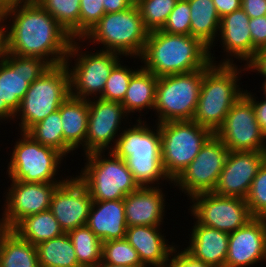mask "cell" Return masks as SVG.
<instances>
[{"mask_svg": "<svg viewBox=\"0 0 266 267\" xmlns=\"http://www.w3.org/2000/svg\"><path fill=\"white\" fill-rule=\"evenodd\" d=\"M0 25L4 51L41 58L51 66L65 63L74 40L36 0L8 2L0 13Z\"/></svg>", "mask_w": 266, "mask_h": 267, "instance_id": "cell-1", "label": "cell"}, {"mask_svg": "<svg viewBox=\"0 0 266 267\" xmlns=\"http://www.w3.org/2000/svg\"><path fill=\"white\" fill-rule=\"evenodd\" d=\"M139 59L144 63L140 67L156 77L190 73L211 63L209 47L199 38L169 34L161 29L148 33Z\"/></svg>", "mask_w": 266, "mask_h": 267, "instance_id": "cell-2", "label": "cell"}, {"mask_svg": "<svg viewBox=\"0 0 266 267\" xmlns=\"http://www.w3.org/2000/svg\"><path fill=\"white\" fill-rule=\"evenodd\" d=\"M229 58L203 68L200 96L192 119L214 134L223 125L230 108L244 94L237 84H240L241 71L247 70L245 67L241 70L233 63V58Z\"/></svg>", "mask_w": 266, "mask_h": 267, "instance_id": "cell-3", "label": "cell"}, {"mask_svg": "<svg viewBox=\"0 0 266 267\" xmlns=\"http://www.w3.org/2000/svg\"><path fill=\"white\" fill-rule=\"evenodd\" d=\"M146 121L122 129L111 152L123 160L139 187H153L159 180H169L162 167V148L159 124L152 131Z\"/></svg>", "mask_w": 266, "mask_h": 267, "instance_id": "cell-4", "label": "cell"}, {"mask_svg": "<svg viewBox=\"0 0 266 267\" xmlns=\"http://www.w3.org/2000/svg\"><path fill=\"white\" fill-rule=\"evenodd\" d=\"M149 31L134 3L121 12L105 14L78 42L102 44V51L138 58L143 52ZM92 40V41H91Z\"/></svg>", "mask_w": 266, "mask_h": 267, "instance_id": "cell-5", "label": "cell"}, {"mask_svg": "<svg viewBox=\"0 0 266 267\" xmlns=\"http://www.w3.org/2000/svg\"><path fill=\"white\" fill-rule=\"evenodd\" d=\"M108 154L109 157H104V152L86 154V165L77 176L93 201L124 199L139 188L125 160L116 157L111 151Z\"/></svg>", "mask_w": 266, "mask_h": 267, "instance_id": "cell-6", "label": "cell"}, {"mask_svg": "<svg viewBox=\"0 0 266 267\" xmlns=\"http://www.w3.org/2000/svg\"><path fill=\"white\" fill-rule=\"evenodd\" d=\"M69 96L70 78L66 64L51 66L30 84L15 113V116L21 117L17 118L21 119V132H27L33 125L58 110Z\"/></svg>", "mask_w": 266, "mask_h": 267, "instance_id": "cell-7", "label": "cell"}, {"mask_svg": "<svg viewBox=\"0 0 266 267\" xmlns=\"http://www.w3.org/2000/svg\"><path fill=\"white\" fill-rule=\"evenodd\" d=\"M162 167L173 183L195 159L202 146L214 134L193 121L159 123Z\"/></svg>", "mask_w": 266, "mask_h": 267, "instance_id": "cell-8", "label": "cell"}, {"mask_svg": "<svg viewBox=\"0 0 266 267\" xmlns=\"http://www.w3.org/2000/svg\"><path fill=\"white\" fill-rule=\"evenodd\" d=\"M203 69L158 77L154 110L158 122L192 121L201 91Z\"/></svg>", "mask_w": 266, "mask_h": 267, "instance_id": "cell-9", "label": "cell"}, {"mask_svg": "<svg viewBox=\"0 0 266 267\" xmlns=\"http://www.w3.org/2000/svg\"><path fill=\"white\" fill-rule=\"evenodd\" d=\"M77 41L79 39L73 40L65 60L70 78V96L84 100H89L90 96L100 98L112 69L119 62H122L120 61L122 55L102 50L99 52L93 51L90 54H87L89 51L83 53L80 51L82 49H80V43ZM76 56L77 58H75ZM73 57L76 60H74L75 65L71 69L69 68V62L72 61L70 58Z\"/></svg>", "mask_w": 266, "mask_h": 267, "instance_id": "cell-10", "label": "cell"}, {"mask_svg": "<svg viewBox=\"0 0 266 267\" xmlns=\"http://www.w3.org/2000/svg\"><path fill=\"white\" fill-rule=\"evenodd\" d=\"M13 148L8 163V177L11 181L32 183H64L66 179L56 180L63 155L57 150L41 145L26 132Z\"/></svg>", "mask_w": 266, "mask_h": 267, "instance_id": "cell-11", "label": "cell"}, {"mask_svg": "<svg viewBox=\"0 0 266 267\" xmlns=\"http://www.w3.org/2000/svg\"><path fill=\"white\" fill-rule=\"evenodd\" d=\"M189 199L196 222L219 231L232 233L245 226L253 216L245 199L219 196L213 192L193 195Z\"/></svg>", "mask_w": 266, "mask_h": 267, "instance_id": "cell-12", "label": "cell"}, {"mask_svg": "<svg viewBox=\"0 0 266 267\" xmlns=\"http://www.w3.org/2000/svg\"><path fill=\"white\" fill-rule=\"evenodd\" d=\"M228 153L229 150L222 140L213 134L173 184L189 197L212 192L224 168Z\"/></svg>", "mask_w": 266, "mask_h": 267, "instance_id": "cell-13", "label": "cell"}, {"mask_svg": "<svg viewBox=\"0 0 266 267\" xmlns=\"http://www.w3.org/2000/svg\"><path fill=\"white\" fill-rule=\"evenodd\" d=\"M51 65L41 58L20 56L3 51L0 60L1 104L16 113L32 82L41 77Z\"/></svg>", "mask_w": 266, "mask_h": 267, "instance_id": "cell-14", "label": "cell"}, {"mask_svg": "<svg viewBox=\"0 0 266 267\" xmlns=\"http://www.w3.org/2000/svg\"><path fill=\"white\" fill-rule=\"evenodd\" d=\"M215 134L229 151L266 152V135L257 122L252 102L244 94L230 108Z\"/></svg>", "mask_w": 266, "mask_h": 267, "instance_id": "cell-15", "label": "cell"}, {"mask_svg": "<svg viewBox=\"0 0 266 267\" xmlns=\"http://www.w3.org/2000/svg\"><path fill=\"white\" fill-rule=\"evenodd\" d=\"M60 184L12 181L0 219L3 228L12 229L24 217L49 210L52 195Z\"/></svg>", "mask_w": 266, "mask_h": 267, "instance_id": "cell-16", "label": "cell"}, {"mask_svg": "<svg viewBox=\"0 0 266 267\" xmlns=\"http://www.w3.org/2000/svg\"><path fill=\"white\" fill-rule=\"evenodd\" d=\"M95 99L93 98V101L91 98L88 100L86 154L105 152L106 149H108L107 152L111 151L120 136V134L118 135V130L121 129L119 125H121L122 119H127L129 115L121 102L108 101L99 97Z\"/></svg>", "mask_w": 266, "mask_h": 267, "instance_id": "cell-17", "label": "cell"}, {"mask_svg": "<svg viewBox=\"0 0 266 267\" xmlns=\"http://www.w3.org/2000/svg\"><path fill=\"white\" fill-rule=\"evenodd\" d=\"M266 161V152L229 151L212 191L219 196L245 199L253 179Z\"/></svg>", "mask_w": 266, "mask_h": 267, "instance_id": "cell-18", "label": "cell"}, {"mask_svg": "<svg viewBox=\"0 0 266 267\" xmlns=\"http://www.w3.org/2000/svg\"><path fill=\"white\" fill-rule=\"evenodd\" d=\"M93 200L87 188L75 176L60 184L54 191L50 211L64 233L85 226Z\"/></svg>", "mask_w": 266, "mask_h": 267, "instance_id": "cell-19", "label": "cell"}, {"mask_svg": "<svg viewBox=\"0 0 266 267\" xmlns=\"http://www.w3.org/2000/svg\"><path fill=\"white\" fill-rule=\"evenodd\" d=\"M265 244L266 219L253 218L245 226L229 233L225 267H251L266 261Z\"/></svg>", "mask_w": 266, "mask_h": 267, "instance_id": "cell-20", "label": "cell"}, {"mask_svg": "<svg viewBox=\"0 0 266 267\" xmlns=\"http://www.w3.org/2000/svg\"><path fill=\"white\" fill-rule=\"evenodd\" d=\"M162 188L139 187L123 199L127 227L160 226L165 216V194Z\"/></svg>", "mask_w": 266, "mask_h": 267, "instance_id": "cell-21", "label": "cell"}, {"mask_svg": "<svg viewBox=\"0 0 266 267\" xmlns=\"http://www.w3.org/2000/svg\"><path fill=\"white\" fill-rule=\"evenodd\" d=\"M160 226H129L125 239L138 253L145 267H166L168 259L175 248L169 245L160 232Z\"/></svg>", "mask_w": 266, "mask_h": 267, "instance_id": "cell-22", "label": "cell"}, {"mask_svg": "<svg viewBox=\"0 0 266 267\" xmlns=\"http://www.w3.org/2000/svg\"><path fill=\"white\" fill-rule=\"evenodd\" d=\"M194 223L190 244L184 250L194 259L211 267H225L229 233L198 224L196 221Z\"/></svg>", "mask_w": 266, "mask_h": 267, "instance_id": "cell-23", "label": "cell"}, {"mask_svg": "<svg viewBox=\"0 0 266 267\" xmlns=\"http://www.w3.org/2000/svg\"><path fill=\"white\" fill-rule=\"evenodd\" d=\"M86 225L102 242L125 238L127 223L123 199L93 201Z\"/></svg>", "mask_w": 266, "mask_h": 267, "instance_id": "cell-24", "label": "cell"}, {"mask_svg": "<svg viewBox=\"0 0 266 267\" xmlns=\"http://www.w3.org/2000/svg\"><path fill=\"white\" fill-rule=\"evenodd\" d=\"M249 21V16L242 8L221 18L218 36L221 35L227 57L234 56V59L247 62L256 52L248 27Z\"/></svg>", "mask_w": 266, "mask_h": 267, "instance_id": "cell-25", "label": "cell"}, {"mask_svg": "<svg viewBox=\"0 0 266 267\" xmlns=\"http://www.w3.org/2000/svg\"><path fill=\"white\" fill-rule=\"evenodd\" d=\"M64 138V156L83 146L86 155V134L88 128V100L69 96L60 106ZM67 154V155H66Z\"/></svg>", "mask_w": 266, "mask_h": 267, "instance_id": "cell-26", "label": "cell"}, {"mask_svg": "<svg viewBox=\"0 0 266 267\" xmlns=\"http://www.w3.org/2000/svg\"><path fill=\"white\" fill-rule=\"evenodd\" d=\"M190 35L199 38L209 47L210 60L214 63L215 57L211 56V48L220 29V20L213 0H190Z\"/></svg>", "mask_w": 266, "mask_h": 267, "instance_id": "cell-27", "label": "cell"}, {"mask_svg": "<svg viewBox=\"0 0 266 267\" xmlns=\"http://www.w3.org/2000/svg\"><path fill=\"white\" fill-rule=\"evenodd\" d=\"M0 267H40L36 246L13 230L3 229L0 233Z\"/></svg>", "mask_w": 266, "mask_h": 267, "instance_id": "cell-28", "label": "cell"}, {"mask_svg": "<svg viewBox=\"0 0 266 267\" xmlns=\"http://www.w3.org/2000/svg\"><path fill=\"white\" fill-rule=\"evenodd\" d=\"M158 77L142 67L131 77L122 106L126 112L154 109Z\"/></svg>", "mask_w": 266, "mask_h": 267, "instance_id": "cell-29", "label": "cell"}, {"mask_svg": "<svg viewBox=\"0 0 266 267\" xmlns=\"http://www.w3.org/2000/svg\"><path fill=\"white\" fill-rule=\"evenodd\" d=\"M11 230L35 246L64 233L50 210L24 217Z\"/></svg>", "mask_w": 266, "mask_h": 267, "instance_id": "cell-30", "label": "cell"}, {"mask_svg": "<svg viewBox=\"0 0 266 267\" xmlns=\"http://www.w3.org/2000/svg\"><path fill=\"white\" fill-rule=\"evenodd\" d=\"M36 248L40 267H81L68 233L44 241Z\"/></svg>", "mask_w": 266, "mask_h": 267, "instance_id": "cell-31", "label": "cell"}, {"mask_svg": "<svg viewBox=\"0 0 266 267\" xmlns=\"http://www.w3.org/2000/svg\"><path fill=\"white\" fill-rule=\"evenodd\" d=\"M81 267H95L102 261V241L87 227L68 232Z\"/></svg>", "mask_w": 266, "mask_h": 267, "instance_id": "cell-32", "label": "cell"}, {"mask_svg": "<svg viewBox=\"0 0 266 267\" xmlns=\"http://www.w3.org/2000/svg\"><path fill=\"white\" fill-rule=\"evenodd\" d=\"M74 39H79L80 0H36Z\"/></svg>", "mask_w": 266, "mask_h": 267, "instance_id": "cell-33", "label": "cell"}, {"mask_svg": "<svg viewBox=\"0 0 266 267\" xmlns=\"http://www.w3.org/2000/svg\"><path fill=\"white\" fill-rule=\"evenodd\" d=\"M26 133L36 142L51 147L64 156V138L60 107L45 119L33 125Z\"/></svg>", "mask_w": 266, "mask_h": 267, "instance_id": "cell-34", "label": "cell"}, {"mask_svg": "<svg viewBox=\"0 0 266 267\" xmlns=\"http://www.w3.org/2000/svg\"><path fill=\"white\" fill-rule=\"evenodd\" d=\"M177 0H136L145 28L151 32L163 28Z\"/></svg>", "mask_w": 266, "mask_h": 267, "instance_id": "cell-35", "label": "cell"}, {"mask_svg": "<svg viewBox=\"0 0 266 267\" xmlns=\"http://www.w3.org/2000/svg\"><path fill=\"white\" fill-rule=\"evenodd\" d=\"M101 262L127 267H145L136 249L125 238L102 242Z\"/></svg>", "mask_w": 266, "mask_h": 267, "instance_id": "cell-36", "label": "cell"}, {"mask_svg": "<svg viewBox=\"0 0 266 267\" xmlns=\"http://www.w3.org/2000/svg\"><path fill=\"white\" fill-rule=\"evenodd\" d=\"M122 65L120 62L112 69L109 75L102 96L100 98L108 101L122 102L131 77L138 71Z\"/></svg>", "mask_w": 266, "mask_h": 267, "instance_id": "cell-37", "label": "cell"}, {"mask_svg": "<svg viewBox=\"0 0 266 267\" xmlns=\"http://www.w3.org/2000/svg\"><path fill=\"white\" fill-rule=\"evenodd\" d=\"M245 200L253 218L266 219V161L253 179Z\"/></svg>", "mask_w": 266, "mask_h": 267, "instance_id": "cell-38", "label": "cell"}, {"mask_svg": "<svg viewBox=\"0 0 266 267\" xmlns=\"http://www.w3.org/2000/svg\"><path fill=\"white\" fill-rule=\"evenodd\" d=\"M190 15L189 2L177 1L161 30L169 34L190 35Z\"/></svg>", "mask_w": 266, "mask_h": 267, "instance_id": "cell-39", "label": "cell"}, {"mask_svg": "<svg viewBox=\"0 0 266 267\" xmlns=\"http://www.w3.org/2000/svg\"><path fill=\"white\" fill-rule=\"evenodd\" d=\"M105 15L103 0H80L79 39Z\"/></svg>", "mask_w": 266, "mask_h": 267, "instance_id": "cell-40", "label": "cell"}, {"mask_svg": "<svg viewBox=\"0 0 266 267\" xmlns=\"http://www.w3.org/2000/svg\"><path fill=\"white\" fill-rule=\"evenodd\" d=\"M248 27L252 38L253 46L258 50L266 47V15L252 18Z\"/></svg>", "mask_w": 266, "mask_h": 267, "instance_id": "cell-41", "label": "cell"}, {"mask_svg": "<svg viewBox=\"0 0 266 267\" xmlns=\"http://www.w3.org/2000/svg\"><path fill=\"white\" fill-rule=\"evenodd\" d=\"M172 253L170 255L172 258L169 257L166 267H211L203 261L194 259L185 250L177 253L176 248H174Z\"/></svg>", "mask_w": 266, "mask_h": 267, "instance_id": "cell-42", "label": "cell"}, {"mask_svg": "<svg viewBox=\"0 0 266 267\" xmlns=\"http://www.w3.org/2000/svg\"><path fill=\"white\" fill-rule=\"evenodd\" d=\"M245 69L260 73L266 78V47L256 50L253 56L245 62Z\"/></svg>", "mask_w": 266, "mask_h": 267, "instance_id": "cell-43", "label": "cell"}, {"mask_svg": "<svg viewBox=\"0 0 266 267\" xmlns=\"http://www.w3.org/2000/svg\"><path fill=\"white\" fill-rule=\"evenodd\" d=\"M244 95L252 102L257 122L262 132L266 135V99L260 102L256 101V97L247 90H244Z\"/></svg>", "mask_w": 266, "mask_h": 267, "instance_id": "cell-44", "label": "cell"}, {"mask_svg": "<svg viewBox=\"0 0 266 267\" xmlns=\"http://www.w3.org/2000/svg\"><path fill=\"white\" fill-rule=\"evenodd\" d=\"M241 8L250 19L266 15V0H242Z\"/></svg>", "mask_w": 266, "mask_h": 267, "instance_id": "cell-45", "label": "cell"}, {"mask_svg": "<svg viewBox=\"0 0 266 267\" xmlns=\"http://www.w3.org/2000/svg\"><path fill=\"white\" fill-rule=\"evenodd\" d=\"M220 18L241 9L242 0H213Z\"/></svg>", "mask_w": 266, "mask_h": 267, "instance_id": "cell-46", "label": "cell"}, {"mask_svg": "<svg viewBox=\"0 0 266 267\" xmlns=\"http://www.w3.org/2000/svg\"><path fill=\"white\" fill-rule=\"evenodd\" d=\"M134 3L133 0H103L105 14L125 11Z\"/></svg>", "mask_w": 266, "mask_h": 267, "instance_id": "cell-47", "label": "cell"}, {"mask_svg": "<svg viewBox=\"0 0 266 267\" xmlns=\"http://www.w3.org/2000/svg\"><path fill=\"white\" fill-rule=\"evenodd\" d=\"M16 114L6 105L1 104V96H0V121L7 119L16 118Z\"/></svg>", "mask_w": 266, "mask_h": 267, "instance_id": "cell-48", "label": "cell"}, {"mask_svg": "<svg viewBox=\"0 0 266 267\" xmlns=\"http://www.w3.org/2000/svg\"><path fill=\"white\" fill-rule=\"evenodd\" d=\"M3 51H4V39H3V31L0 25V60L3 54Z\"/></svg>", "mask_w": 266, "mask_h": 267, "instance_id": "cell-49", "label": "cell"}, {"mask_svg": "<svg viewBox=\"0 0 266 267\" xmlns=\"http://www.w3.org/2000/svg\"><path fill=\"white\" fill-rule=\"evenodd\" d=\"M95 267H127V266H122V265H113V264H108V263H103L100 262L97 266Z\"/></svg>", "mask_w": 266, "mask_h": 267, "instance_id": "cell-50", "label": "cell"}, {"mask_svg": "<svg viewBox=\"0 0 266 267\" xmlns=\"http://www.w3.org/2000/svg\"><path fill=\"white\" fill-rule=\"evenodd\" d=\"M7 3L8 2L6 0H0V13L3 11Z\"/></svg>", "mask_w": 266, "mask_h": 267, "instance_id": "cell-51", "label": "cell"}, {"mask_svg": "<svg viewBox=\"0 0 266 267\" xmlns=\"http://www.w3.org/2000/svg\"><path fill=\"white\" fill-rule=\"evenodd\" d=\"M263 86H262V90H264V95H265V99H266V78L264 79V82H263Z\"/></svg>", "mask_w": 266, "mask_h": 267, "instance_id": "cell-52", "label": "cell"}, {"mask_svg": "<svg viewBox=\"0 0 266 267\" xmlns=\"http://www.w3.org/2000/svg\"><path fill=\"white\" fill-rule=\"evenodd\" d=\"M7 2H13V1H30V0H6Z\"/></svg>", "mask_w": 266, "mask_h": 267, "instance_id": "cell-53", "label": "cell"}, {"mask_svg": "<svg viewBox=\"0 0 266 267\" xmlns=\"http://www.w3.org/2000/svg\"><path fill=\"white\" fill-rule=\"evenodd\" d=\"M4 228H3V226L1 225V223H0V233H1V231L3 230Z\"/></svg>", "mask_w": 266, "mask_h": 267, "instance_id": "cell-54", "label": "cell"}]
</instances>
